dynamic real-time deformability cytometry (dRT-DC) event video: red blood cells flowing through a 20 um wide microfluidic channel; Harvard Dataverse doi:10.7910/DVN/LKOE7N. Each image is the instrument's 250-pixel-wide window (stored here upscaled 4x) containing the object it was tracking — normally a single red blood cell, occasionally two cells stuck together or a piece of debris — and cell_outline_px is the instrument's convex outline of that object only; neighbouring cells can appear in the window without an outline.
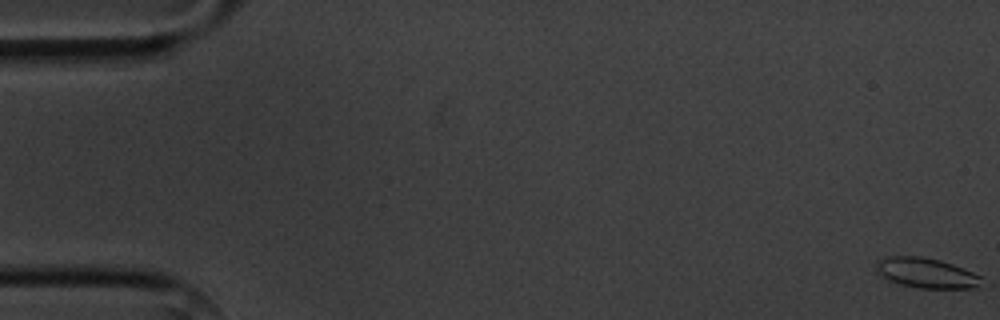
{"species": "common noctule bat (a hibernating species)", "species_latin": "Nyctalus noctula", "temperature_condition": "cold", "stored_images_in_passage": 6, "camera_frame_rate_fps": 3000, "um_per_image_px": 0.085, "animal": {"sex": "male", "body_mass_g": 20.1, "forearm_length_mm": 53.5}, "frame": {"image": 1, "passage_image": 1, "time_ms": 0.0, "image_size_px": [1000, 320], "cell_outline_px": [[984, 284], [976, 288], [920, 288], [900, 284], [876, 272], [876, 264], [884, 256], [920, 256], [940, 260], [952, 264], [984, 276]], "centroid_in_image_um": [78.82, 23.2], "position_along_channel_um": 6.2, "area_um2": 18.55}}
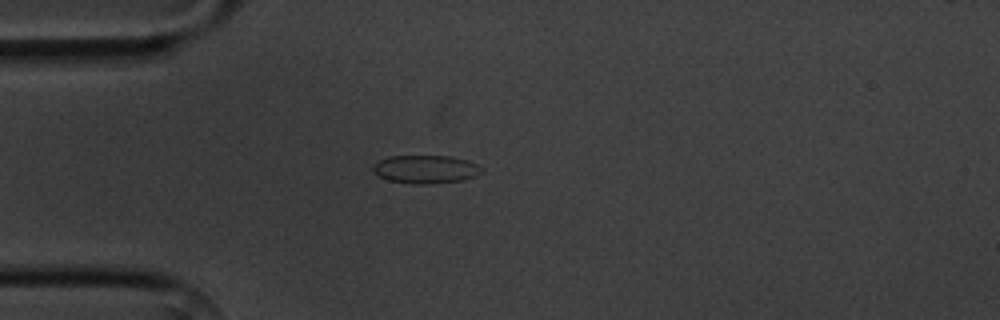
{"frame": {"image": 2, "passage_image": 5, "time_ms": 7.333, "image_size_px": [1000, 320], "cell_outline_px": [[480, 172], [476, 176], [464, 180], [428, 184], [412, 184], [388, 180], [372, 172], [372, 164], [388, 156], [448, 156], [468, 160], [476, 164], [480, 168]], "centroid_in_image_um": [36.13, 14.39], "position_along_channel_um": 48.9, "area_um2": 17.86}}